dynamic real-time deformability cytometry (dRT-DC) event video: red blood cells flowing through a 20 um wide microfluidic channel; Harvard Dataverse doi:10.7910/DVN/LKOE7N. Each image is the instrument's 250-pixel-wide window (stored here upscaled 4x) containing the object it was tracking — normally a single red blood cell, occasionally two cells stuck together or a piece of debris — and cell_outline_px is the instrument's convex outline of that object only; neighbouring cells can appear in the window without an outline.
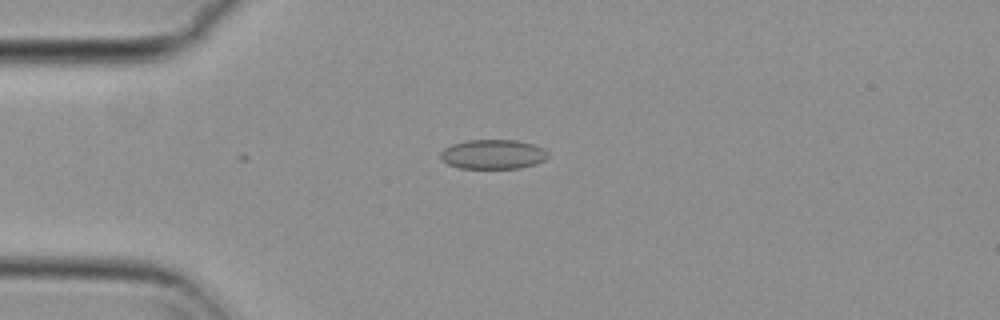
{"species": "common noctule bat (a hibernating species)", "species_latin": "Nyctalus noctula", "temperature_condition": "cold", "stored_images_in_passage": 2, "camera_frame_rate_fps": 3000, "um_per_image_px": 0.085, "animal": {"sex": "female", "body_mass_g": 29.2, "forearm_length_mm": 56.3}, "frame": {"image": 1, "passage_image": 2, "time_ms": 0.333, "image_size_px": [1000, 320], "cell_outline_px": [[548, 156], [544, 160], [536, 164], [520, 168], [460, 168], [448, 164], [440, 156], [440, 152], [444, 148], [452, 144], [468, 140], [516, 140], [532, 144], [544, 148], [548, 152]], "centroid_in_image_um": [41.92, 13.11], "position_along_channel_um": 43.1, "area_um2": 18.44}}